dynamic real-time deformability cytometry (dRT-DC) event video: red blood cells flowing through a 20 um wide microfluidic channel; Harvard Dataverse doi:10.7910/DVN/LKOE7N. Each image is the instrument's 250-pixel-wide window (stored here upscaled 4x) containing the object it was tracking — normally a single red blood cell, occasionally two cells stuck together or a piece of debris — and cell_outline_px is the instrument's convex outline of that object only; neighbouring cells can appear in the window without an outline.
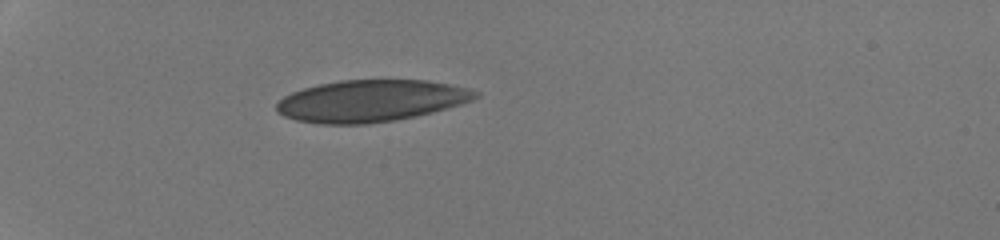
{"species": "human", "species_latin": "Homo sapiens", "temperature_condition": "room temperature", "stored_images_in_passage": 35, "camera_frame_rate_fps": 3000, "um_per_image_px": 0.085, "donor": {"sex": "male"}, "frame": {"image": 1, "passage_image": 1, "time_ms": 0.0, "image_size_px": [1000, 240], "cell_outline_px": [[480, 96], [472, 100], [460, 104], [432, 112], [416, 116], [396, 120], [368, 124], [320, 124], [296, 120], [284, 116], [276, 112], [276, 104], [284, 96], [292, 92], [304, 88], [320, 84], [340, 80], [428, 80], [472, 88], [480, 92]], "centroid_in_image_um": [31.55, 8.57], "position_along_channel_um": 53.5, "area_um2": 48.67}}
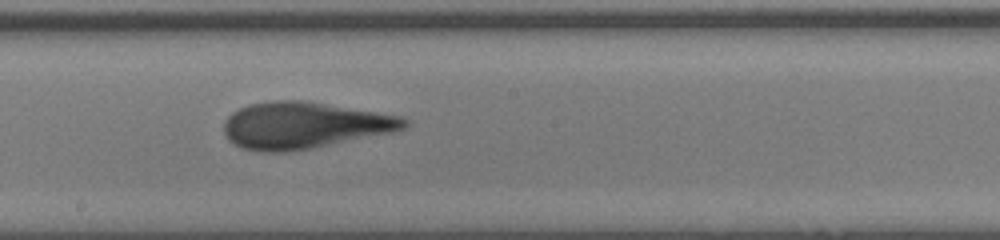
{"frame": {"image": 2, "passage_image": 16, "time_ms": 5.0, "image_size_px": [1000, 240], "cell_outline_px": [[408, 124], [404, 128], [392, 132], [308, 148], [284, 152], [260, 152], [240, 148], [232, 144], [228, 140], [224, 132], [224, 120], [232, 112], [248, 104], [276, 100], [304, 100], [400, 116], [408, 120]], "centroid_in_image_um": [25.77, 10.65], "position_along_channel_um": 222.4, "area_um2": 48.61}}
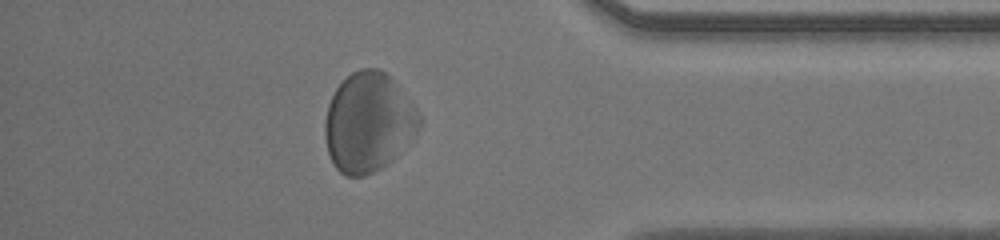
{"frame": {"image": 3, "passage_image": 30, "time_ms": 9.667, "image_size_px": [1000, 240], "cell_outline_px": [[420, 124], [412, 140], [380, 168], [364, 176], [344, 176], [336, 168], [328, 152], [324, 136], [324, 120], [328, 104], [336, 88], [352, 72], [360, 68], [380, 68], [388, 76], [420, 112]], "centroid_in_image_um": [31.28, 10.4], "position_along_channel_um": 403.9, "area_um2": 54.1}, "authors_computed_cell_mechanics": {"area_um2": 48.7832, "velocity_mm_per_s": 4.2023, "shape_relaxation_time_tau1_ms": 4.775, "shape_relaxation_time_tau2_ms": 1.0647, "deformation_change_tau1": 0.1604, "deformation_change_tau2": 0.0734}}